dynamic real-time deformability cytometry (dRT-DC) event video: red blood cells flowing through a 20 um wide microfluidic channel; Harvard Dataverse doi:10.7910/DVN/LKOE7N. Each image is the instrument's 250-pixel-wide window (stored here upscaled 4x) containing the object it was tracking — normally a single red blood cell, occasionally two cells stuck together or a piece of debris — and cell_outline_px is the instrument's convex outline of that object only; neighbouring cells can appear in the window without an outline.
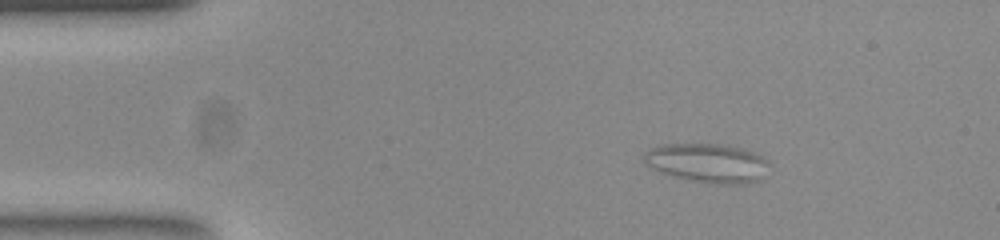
{"species": "common noctule bat (a hibernating species)", "species_latin": "Nyctalus noctula", "temperature_condition": "room temperature", "stored_images_in_passage": 49, "camera_frame_rate_fps": 3000, "um_per_image_px": 0.085, "animal": {"sex": "female", "body_mass_g": 23.0, "forearm_length_mm": 53.4}, "frame": {"image": 1, "passage_image": 2, "time_ms": 0.333, "image_size_px": [1000, 240], "cell_outline_px": [[768, 164], [756, 180], [744, 184], [716, 184], [676, 176], [652, 168], [644, 160], [644, 152], [648, 148], [660, 144], [728, 144], [744, 148], [756, 152], [768, 160]], "centroid_in_image_um": [60.13, 13.81], "position_along_channel_um": 24.9, "area_um2": 28.09}}
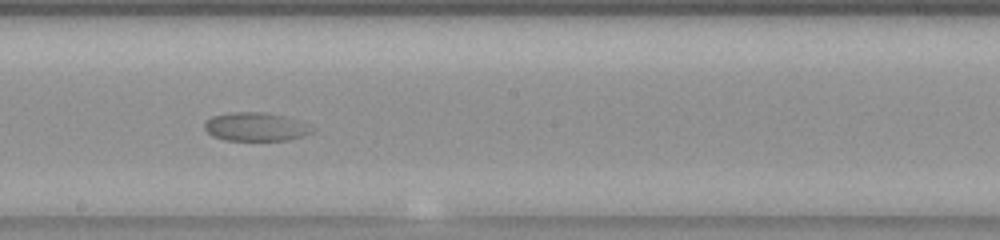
{"frame": {"image": 2, "passage_image": 24, "time_ms": 7.667, "image_size_px": [1000, 240], "cell_outline_px": [[316, 128], [312, 132], [288, 140], [224, 140], [212, 136], [204, 128], [204, 124], [212, 116], [232, 112], [264, 112], [284, 116], [296, 120]], "centroid_in_image_um": [21.71, 10.78], "position_along_channel_um": 226.5, "area_um2": 17.74}}
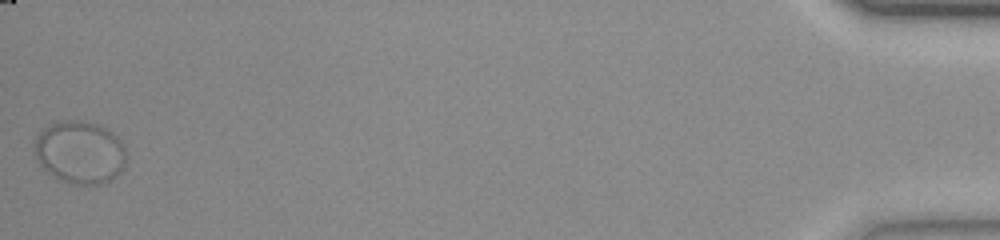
{"frame": {"image": 3, "passage_image": 49, "time_ms": 16.0, "image_size_px": [1000, 240], "cell_outline_px": [[124, 168], [112, 180], [104, 184], [72, 184], [60, 180], [48, 172], [40, 164], [36, 156], [36, 136], [44, 128], [60, 120], [80, 120], [96, 124], [112, 132], [120, 140], [124, 148]], "centroid_in_image_um": [6.8, 12.95], "position_along_channel_um": 428.4, "area_um2": 33.29}}